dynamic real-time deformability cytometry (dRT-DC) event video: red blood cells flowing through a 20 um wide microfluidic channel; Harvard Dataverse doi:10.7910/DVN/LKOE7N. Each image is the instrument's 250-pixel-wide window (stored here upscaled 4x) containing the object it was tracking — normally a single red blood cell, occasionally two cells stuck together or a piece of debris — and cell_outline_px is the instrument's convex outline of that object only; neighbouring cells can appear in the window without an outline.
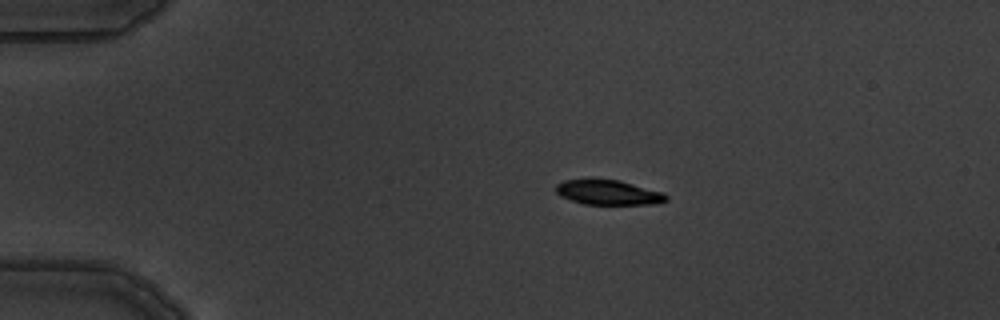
{"species": "common noctule bat (a hibernating species)", "species_latin": "Nyctalus noctula", "temperature_condition": "warm", "stored_images_in_passage": 7, "camera_frame_rate_fps": 3000, "um_per_image_px": 0.085, "animal": {"sex": "male", "body_mass_g": 19.5, "forearm_length_mm": 54.6}, "frame": {"image": 1, "passage_image": 2, "time_ms": 1.0, "image_size_px": [1000, 320], "cell_outline_px": [[668, 200], [656, 204], [584, 204], [560, 196], [556, 192], [556, 184], [564, 180], [592, 176], [620, 180], [664, 192], [668, 196]], "centroid_in_image_um": [51.68, 16.31], "position_along_channel_um": 33.3, "area_um2": 16.65}}
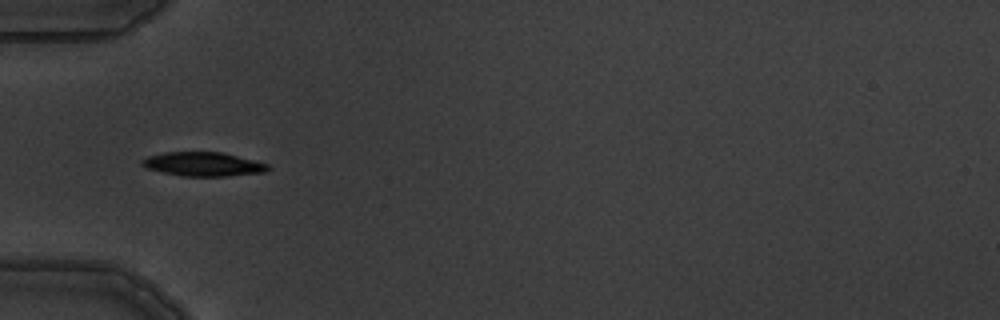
{"frame": {"image": 2, "passage_image": 4, "time_ms": 3.333, "image_size_px": [1000, 320], "cell_outline_px": [[272, 168], [264, 172], [224, 176], [184, 176], [164, 172], [148, 168], [140, 164], [140, 160], [148, 156], [164, 152], [224, 152], [268, 164]], "centroid_in_image_um": [17.28, 13.94], "position_along_channel_um": 67.7, "area_um2": 17.51}}
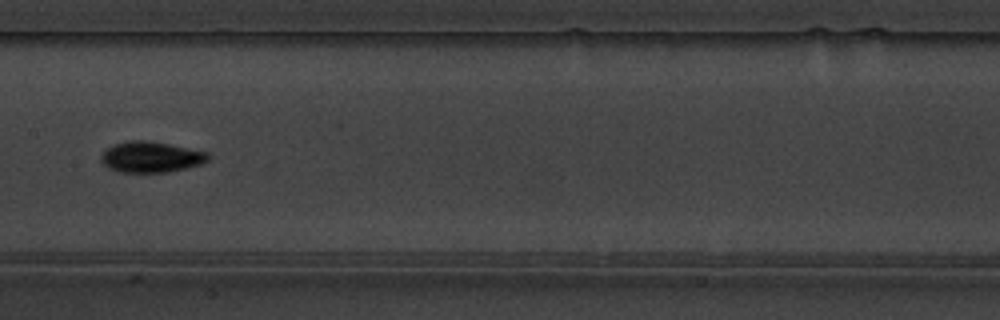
{"frame": {"image": 3, "passage_image": 7, "time_ms": 6.667, "image_size_px": [1000, 320], "cell_outline_px": [[212, 156], [208, 160], [200, 164], [168, 172], [120, 172], [108, 168], [100, 160], [100, 156], [112, 144], [132, 140], [144, 140], [168, 144], [208, 152]], "centroid_in_image_um": [12.82, 13.34], "position_along_channel_um": 194.6, "area_um2": 19.13}}